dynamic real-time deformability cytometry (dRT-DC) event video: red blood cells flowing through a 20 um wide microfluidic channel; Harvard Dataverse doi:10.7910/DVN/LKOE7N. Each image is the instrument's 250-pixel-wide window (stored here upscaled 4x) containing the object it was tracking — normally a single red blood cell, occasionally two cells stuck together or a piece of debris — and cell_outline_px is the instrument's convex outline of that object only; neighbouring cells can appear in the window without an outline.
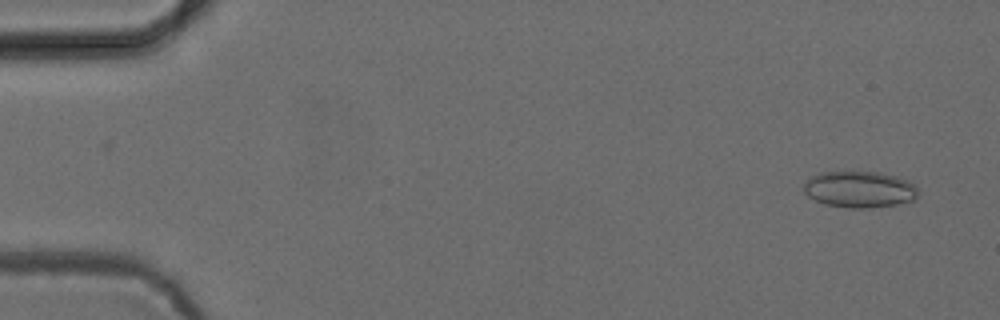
{"species": "common noctule bat (a hibernating species)", "species_latin": "Nyctalus noctula", "temperature_condition": "cold", "stored_images_in_passage": 51, "camera_frame_rate_fps": 3000, "um_per_image_px": 0.085, "animal": {"sex": "female", "body_mass_g": 24.6, "forearm_length_mm": 56.2}, "frame": {"image": 1, "passage_image": 2, "time_ms": 0.333, "image_size_px": [1000, 320], "cell_outline_px": [[920, 192], [916, 200], [896, 204], [872, 208], [848, 208], [824, 204], [808, 196], [804, 192], [804, 184], [812, 176], [820, 172], [880, 172], [896, 176], [908, 180]], "centroid_in_image_um": [73.09, 16.1], "position_along_channel_um": 11.9, "area_um2": 24.39}}
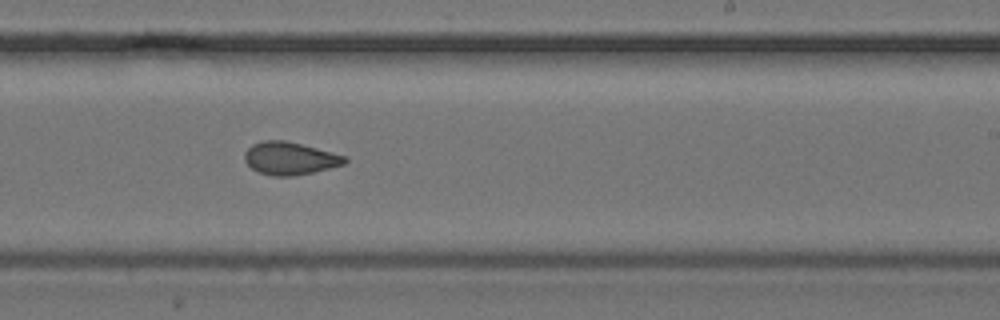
{"frame": {"image": 2, "passage_image": 31, "time_ms": 10.0, "image_size_px": [1000, 320], "cell_outline_px": [[348, 160], [344, 164], [312, 172], [292, 176], [272, 176], [260, 172], [252, 168], [244, 160], [244, 152], [252, 144], [264, 140], [284, 140], [348, 156]], "centroid_in_image_um": [24.63, 13.45], "position_along_channel_um": 264.4, "area_um2": 18.96}}
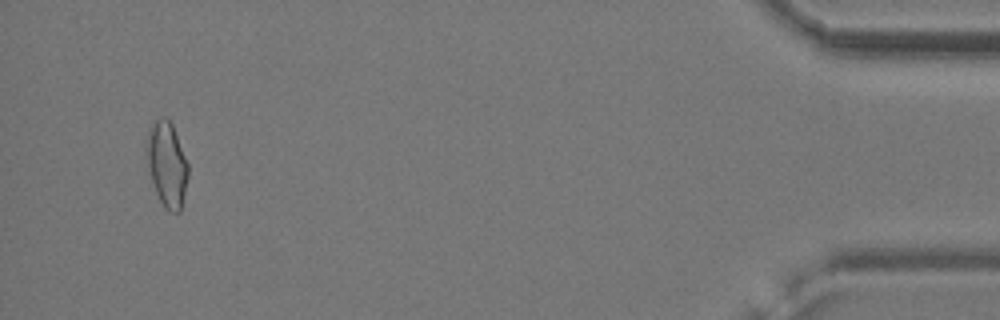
{"frame": {"image": 3, "passage_image": 49, "time_ms": 16.0, "image_size_px": [1000, 320], "cell_outline_px": [[188, 176], [180, 212], [168, 212], [164, 208], [156, 192], [148, 168], [144, 144], [148, 128], [160, 116], [164, 116], [172, 124], [188, 164]], "centroid_in_image_um": [14.15, 13.94], "position_along_channel_um": 421.0, "area_um2": 20.69}, "authors_computed_cell_mechanics": {"area_um2": 19.4786, "velocity_mm_per_s": 3.9254, "shape_relaxation_time_tau1_ms": null, "shape_relaxation_time_tau2_ms": 2.1427, "deformation_change_tau1": null, "deformation_change_tau2": 0.0647}}